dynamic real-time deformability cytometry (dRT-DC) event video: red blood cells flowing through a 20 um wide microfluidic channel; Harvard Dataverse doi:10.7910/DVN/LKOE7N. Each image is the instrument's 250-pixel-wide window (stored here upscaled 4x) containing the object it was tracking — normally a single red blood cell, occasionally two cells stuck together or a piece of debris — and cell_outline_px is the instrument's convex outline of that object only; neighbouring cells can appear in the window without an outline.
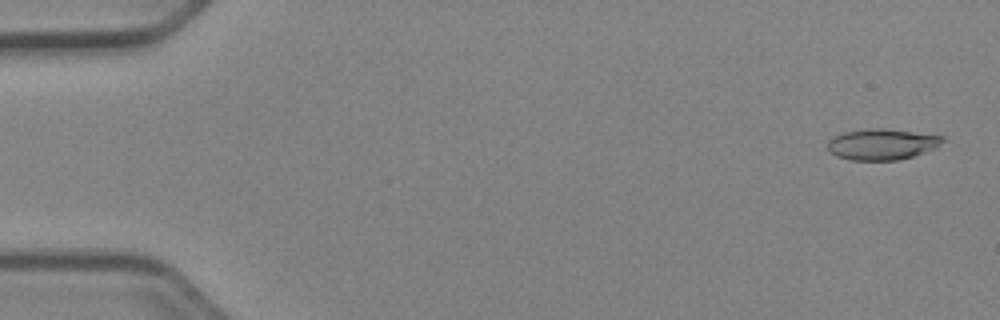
{"species": "Egyptian fruit bat (a non-hibernating species)", "species_latin": "Rousettus aegyptiacus", "temperature_condition": "cold", "stored_images_in_passage": 51, "camera_frame_rate_fps": 3000, "um_per_image_px": 0.085, "animal": {"sex": "female"}, "frame": {"image": 1, "passage_image": 2, "time_ms": 0.333, "image_size_px": [1000, 320], "cell_outline_px": [[944, 140], [936, 148], [900, 160], [852, 160], [836, 156], [828, 148], [828, 140], [844, 132], [872, 128], [880, 128], [944, 136]], "centroid_in_image_um": [74.97, 12.27], "position_along_channel_um": 10.0, "area_um2": 20.46}}
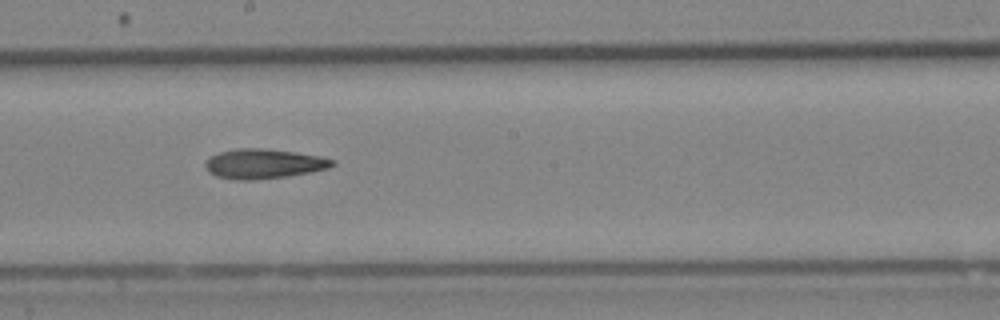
{"frame": {"image": 2, "passage_image": 29, "time_ms": 9.333, "image_size_px": [1000, 320], "cell_outline_px": [[336, 164], [328, 168], [288, 176], [256, 180], [236, 180], [216, 176], [208, 172], [204, 164], [212, 156], [220, 152], [236, 148], [264, 148], [296, 152], [320, 156], [336, 160]], "centroid_in_image_um": [22.42, 13.92], "position_along_channel_um": 225.8, "area_um2": 22.02}}
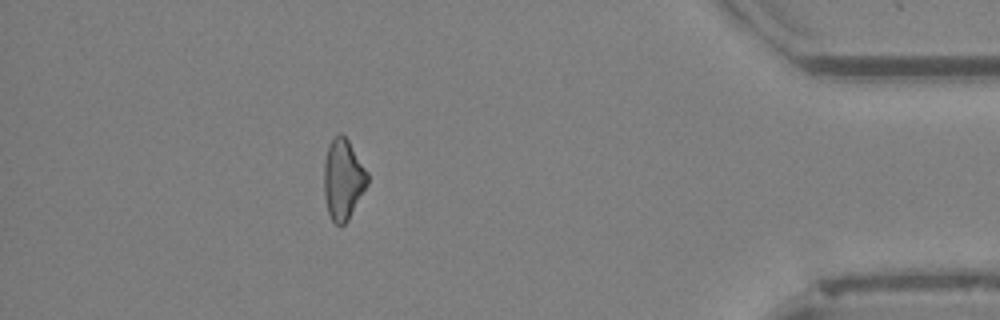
{"frame": {"image": 3, "passage_image": 46, "time_ms": 15.0, "image_size_px": [1000, 320], "cell_outline_px": [[368, 184], [348, 220], [344, 224], [336, 224], [332, 220], [328, 212], [324, 192], [324, 164], [328, 148], [332, 140], [340, 132], [348, 140], [368, 172]], "centroid_in_image_um": [29.17, 15.25], "position_along_channel_um": 406.0, "area_um2": 20.11}, "authors_computed_cell_mechanics": {"area_um2": 21.0392, "velocity_mm_per_s": 3.9795, "shape_relaxation_time_tau1_ms": 7.0199, "shape_relaxation_time_tau2_ms": null, "deformation_change_tau1": 0.1633, "deformation_change_tau2": null}}